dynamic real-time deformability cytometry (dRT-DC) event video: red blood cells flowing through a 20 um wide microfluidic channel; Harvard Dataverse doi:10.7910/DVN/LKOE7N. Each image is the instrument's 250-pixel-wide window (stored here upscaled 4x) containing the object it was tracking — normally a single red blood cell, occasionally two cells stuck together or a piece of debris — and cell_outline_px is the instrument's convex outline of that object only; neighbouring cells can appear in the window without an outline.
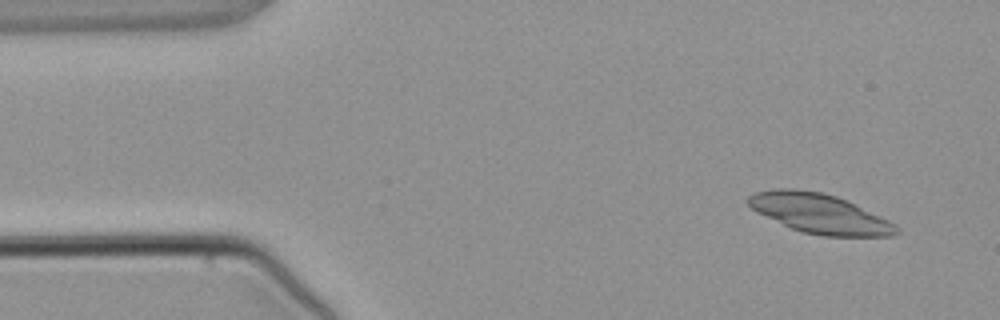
{"species": "common noctule bat (a hibernating species)", "species_latin": "Nyctalus noctula", "temperature_condition": "warm", "stored_images_in_passage": 4, "camera_frame_rate_fps": 3000, "um_per_image_px": 0.085, "animal": {"sex": "male", "body_mass_g": 21.5, "forearm_length_mm": 52.0}, "frame": {"image": 1, "passage_image": 1, "time_ms": 0.0, "image_size_px": [1000, 320], "cell_outline_px": [[900, 232], [892, 236], [824, 236], [804, 232], [792, 228], [756, 212], [744, 200], [752, 192], [772, 188], [792, 188], [824, 192], [848, 200], [896, 224], [900, 228]], "centroid_in_image_um": [69.65, 18.13], "position_along_channel_um": 15.4, "area_um2": 34.39}}